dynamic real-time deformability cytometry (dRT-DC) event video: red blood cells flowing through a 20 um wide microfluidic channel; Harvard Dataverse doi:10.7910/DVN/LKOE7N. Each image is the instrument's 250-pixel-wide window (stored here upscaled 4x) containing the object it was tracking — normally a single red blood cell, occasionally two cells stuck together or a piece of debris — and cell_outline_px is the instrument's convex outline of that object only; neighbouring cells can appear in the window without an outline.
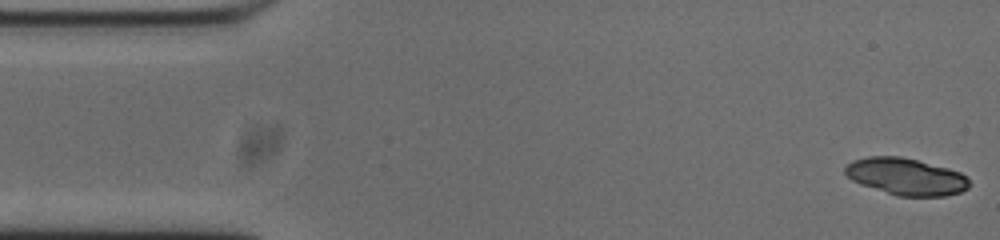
{"species": "common noctule bat (a hibernating species)", "species_latin": "Nyctalus noctula", "temperature_condition": "cold", "stored_images_in_passage": 52, "segment_of_instrument_passage": [1, 2], "camera_frame_rate_fps": 3000, "um_per_image_px": 0.085, "animal": {"sex": "male", "body_mass_g": 20.0, "forearm_length_mm": 53.3}, "frame": {"image": 1, "passage_image": 1, "time_ms": 0.0, "image_size_px": [1000, 240], "cell_outline_px": [[968, 188], [960, 192], [944, 196], [896, 196], [860, 184], [852, 180], [844, 172], [844, 168], [852, 160], [868, 156], [900, 156], [948, 168], [960, 172], [968, 180]], "centroid_in_image_um": [76.97, 15.01], "position_along_channel_um": 8.0, "area_um2": 26.59}}